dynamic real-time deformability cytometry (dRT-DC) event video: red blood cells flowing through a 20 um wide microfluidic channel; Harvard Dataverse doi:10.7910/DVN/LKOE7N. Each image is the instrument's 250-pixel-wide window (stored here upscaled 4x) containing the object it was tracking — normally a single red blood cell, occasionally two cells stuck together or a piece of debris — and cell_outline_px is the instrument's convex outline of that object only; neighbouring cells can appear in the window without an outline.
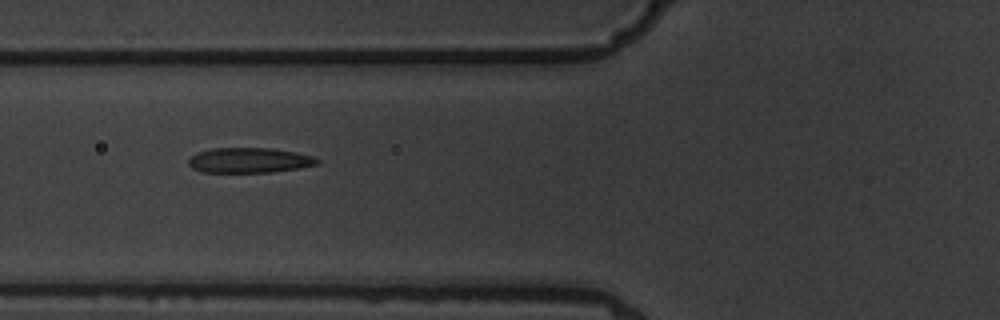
{"species": "common noctule bat (a hibernating species)", "species_latin": "Nyctalus noctula", "temperature_condition": "warm", "stored_images_in_passage": 9, "camera_frame_rate_fps": 3000, "um_per_image_px": 0.085, "animal": {"sex": "male", "body_mass_g": 19.5, "forearm_length_mm": 54.6}, "frame": {"image": 1, "passage_image": 4, "time_ms": 3.333, "image_size_px": [1000, 320], "cell_outline_px": [[320, 164], [300, 168], [272, 172], [204, 172], [192, 168], [188, 164], [188, 160], [196, 152], [212, 148], [272, 148], [296, 152], [312, 156], [320, 160]], "centroid_in_image_um": [21.21, 13.62], "position_along_channel_um": 104.6, "area_um2": 18.96}}
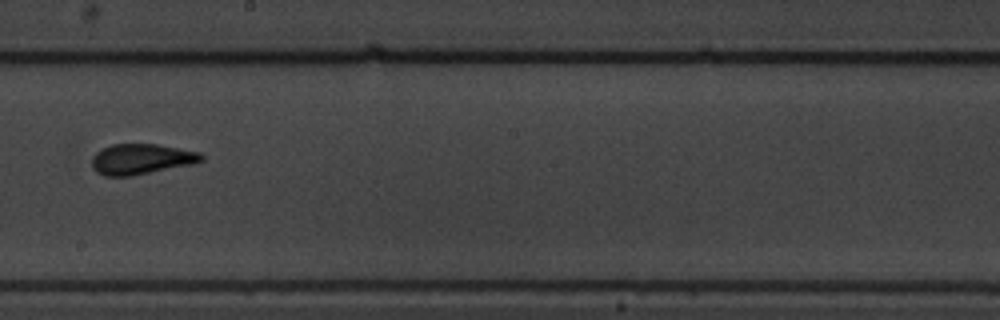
{"frame": {"image": 2, "passage_image": 7, "time_ms": 7.0, "image_size_px": [1000, 320], "cell_outline_px": [[204, 160], [192, 164], [132, 176], [104, 176], [96, 172], [92, 168], [92, 156], [96, 152], [112, 144], [156, 144], [200, 152], [204, 156]], "centroid_in_image_um": [11.99, 13.53], "position_along_channel_um": 236.2, "area_um2": 19.48}}
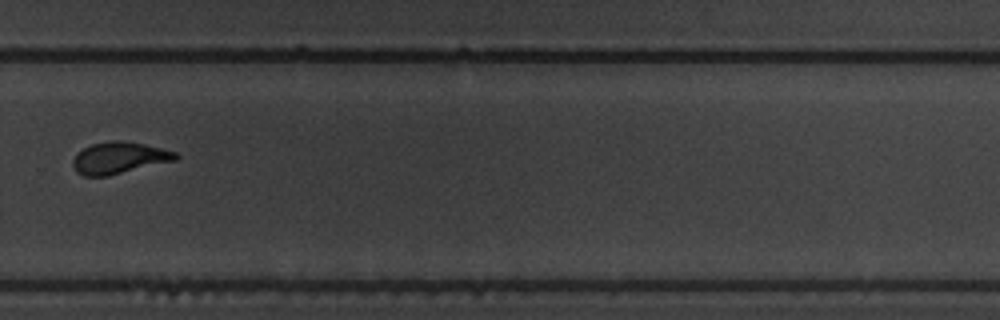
{"frame": {"image": 3, "passage_image": 9, "time_ms": 9.333, "image_size_px": [1000, 320], "cell_outline_px": [[180, 156], [176, 160], [108, 176], [84, 176], [76, 172], [72, 164], [72, 160], [76, 152], [92, 144], [112, 140], [120, 140], [144, 144], [176, 152]], "centroid_in_image_um": [10.1, 13.42], "position_along_channel_um": 319.7, "area_um2": 19.02}}